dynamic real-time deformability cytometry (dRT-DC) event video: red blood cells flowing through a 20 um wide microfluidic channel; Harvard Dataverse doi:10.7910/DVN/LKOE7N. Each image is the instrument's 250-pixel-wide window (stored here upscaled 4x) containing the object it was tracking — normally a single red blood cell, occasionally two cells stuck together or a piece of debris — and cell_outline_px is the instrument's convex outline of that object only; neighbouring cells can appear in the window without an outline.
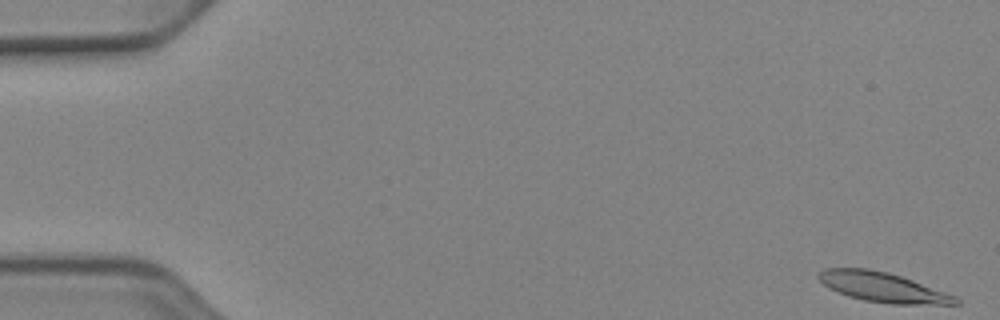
{"species": "Egyptian fruit bat (a non-hibernating species)", "species_latin": "Rousettus aegyptiacus", "temperature_condition": "cold", "stored_images_in_passage": 37, "camera_frame_rate_fps": 3000, "um_per_image_px": 0.085, "animal": {"sex": "female"}, "frame": {"image": 1, "passage_image": 1, "time_ms": 0.0, "image_size_px": [1000, 320], "cell_outline_px": [[960, 304], [892, 304], [864, 300], [848, 296], [824, 284], [816, 276], [824, 268], [868, 268], [888, 272], [912, 280], [956, 296], [960, 300]], "centroid_in_image_um": [75.05, 24.41], "position_along_channel_um": 10.0, "area_um2": 23.41}}
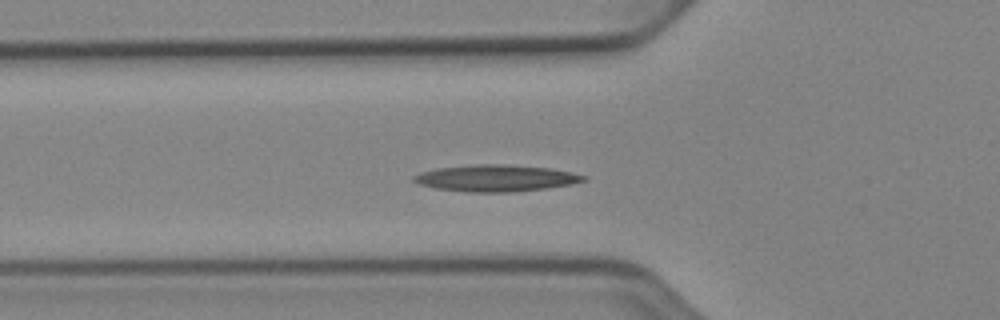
{"frame": {"image": 2, "passage_image": 18, "time_ms": 5.667, "image_size_px": [1000, 320], "cell_outline_px": [[588, 180], [572, 184], [544, 188], [512, 192], [468, 192], [436, 188], [420, 184], [412, 180], [412, 176], [420, 172], [436, 168], [476, 164], [504, 164], [552, 168], [572, 172], [588, 176]], "centroid_in_image_um": [42.18, 15.13], "position_along_channel_um": 83.6, "area_um2": 26.47}}
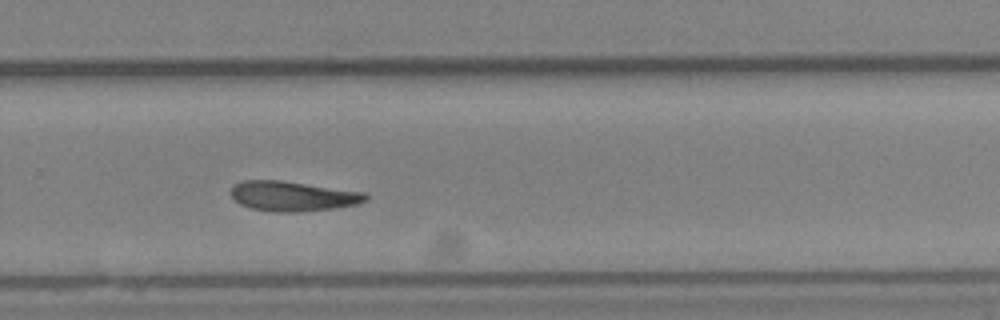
{"frame": {"image": 3, "passage_image": 35, "time_ms": 11.333, "image_size_px": [1000, 320], "cell_outline_px": [[368, 200], [356, 204], [336, 208], [300, 212], [272, 212], [252, 208], [240, 204], [232, 196], [232, 188], [236, 184], [244, 180], [280, 180], [364, 192], [368, 196]], "centroid_in_image_um": [24.91, 16.68], "position_along_channel_um": 304.9, "area_um2": 23.35}}